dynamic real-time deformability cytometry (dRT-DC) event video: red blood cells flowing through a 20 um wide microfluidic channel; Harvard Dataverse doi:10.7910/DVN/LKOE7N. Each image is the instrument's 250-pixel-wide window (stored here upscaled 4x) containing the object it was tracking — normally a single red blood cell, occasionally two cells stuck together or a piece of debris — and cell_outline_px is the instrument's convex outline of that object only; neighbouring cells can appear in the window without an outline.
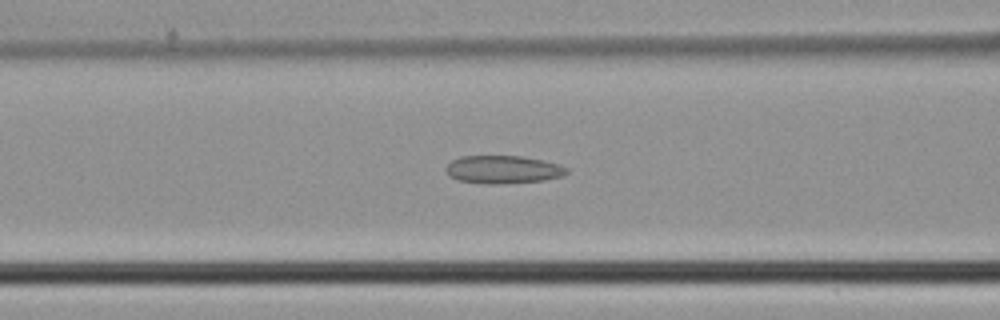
{"species": "common noctule bat (a hibernating species)", "species_latin": "Nyctalus noctula", "temperature_condition": "cold", "stored_images_in_passage": 37, "camera_frame_rate_fps": 3000, "um_per_image_px": 0.085, "animal": {"sex": "male", "body_mass_g": 21.5, "forearm_length_mm": 52.0}, "frame": {"image": 1, "passage_image": 18, "time_ms": 5.667, "image_size_px": [1000, 320], "cell_outline_px": [[568, 172], [560, 176], [544, 180], [496, 184], [484, 184], [460, 180], [448, 176], [444, 168], [452, 160], [460, 156], [524, 156], [560, 164], [568, 168]], "centroid_in_image_um": [42.73, 14.4], "position_along_channel_um": 123.9, "area_um2": 19.71}}
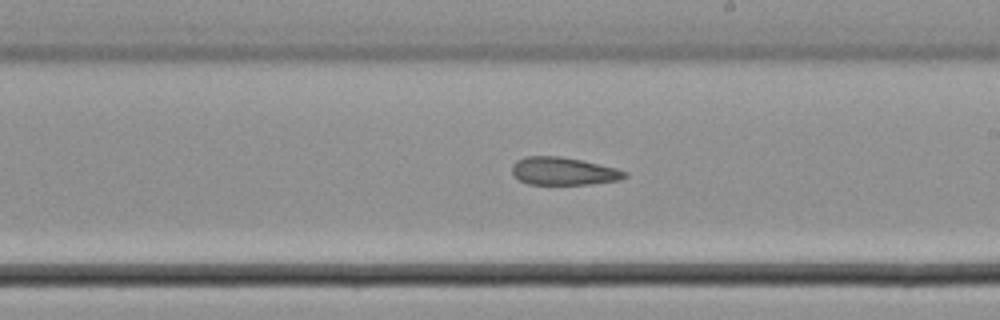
{"frame": {"image": 2, "passage_image": 26, "time_ms": 8.333, "image_size_px": [1000, 320], "cell_outline_px": [[628, 176], [620, 180], [592, 184], [528, 184], [520, 180], [512, 172], [512, 164], [516, 160], [524, 156], [560, 156], [580, 160], [616, 168], [628, 172]], "centroid_in_image_um": [47.9, 14.55], "position_along_channel_um": 241.1, "area_um2": 18.26}}
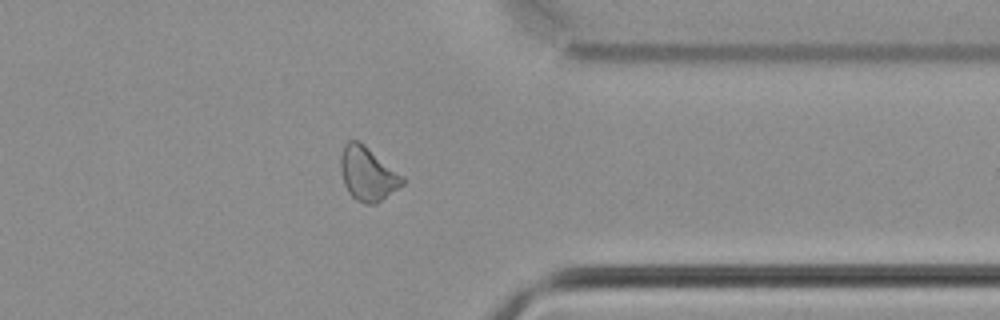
{"frame": {"image": 3, "passage_image": 36, "time_ms": 11.667, "image_size_px": [1000, 320], "cell_outline_px": [[404, 184], [376, 204], [364, 204], [356, 200], [348, 192], [344, 184], [340, 168], [340, 156], [344, 144], [348, 140], [356, 140], [364, 144], [404, 176]], "centroid_in_image_um": [31.24, 14.77], "position_along_channel_um": 380.2, "area_um2": 19.48}}